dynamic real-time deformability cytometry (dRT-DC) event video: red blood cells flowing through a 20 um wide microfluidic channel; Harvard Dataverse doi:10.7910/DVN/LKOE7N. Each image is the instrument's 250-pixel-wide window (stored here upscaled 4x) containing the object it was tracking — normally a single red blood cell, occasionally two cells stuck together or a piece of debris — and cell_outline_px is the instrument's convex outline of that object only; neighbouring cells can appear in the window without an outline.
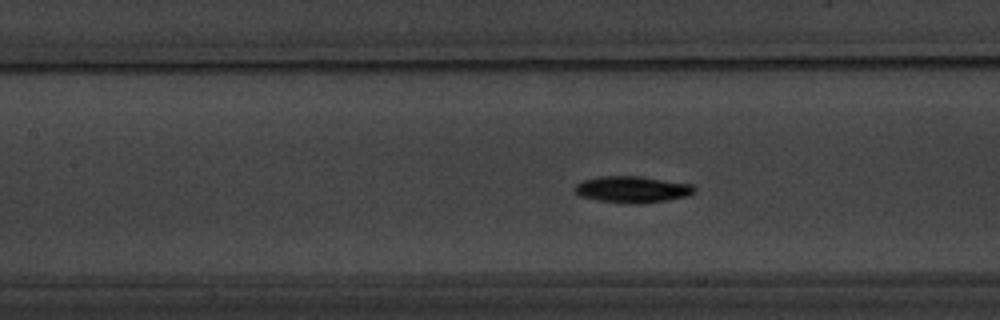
{"species": "common noctule bat (a hibernating species)", "species_latin": "Nyctalus noctula", "temperature_condition": "warm", "stored_images_in_passage": 56, "camera_frame_rate_fps": 3000, "um_per_image_px": 0.085, "animal": {"sex": "male", "body_mass_g": 20.1, "forearm_length_mm": 53.5}, "frame": {"image": 1, "passage_image": 26, "time_ms": 8.333, "image_size_px": [1000, 320], "cell_outline_px": [[696, 192], [688, 196], [668, 200], [640, 204], [628, 204], [600, 200], [580, 196], [572, 188], [576, 184], [584, 180], [596, 176], [640, 176], [692, 184], [696, 188]], "centroid_in_image_um": [53.77, 16.1], "position_along_channel_um": 153.6, "area_um2": 18.67}}
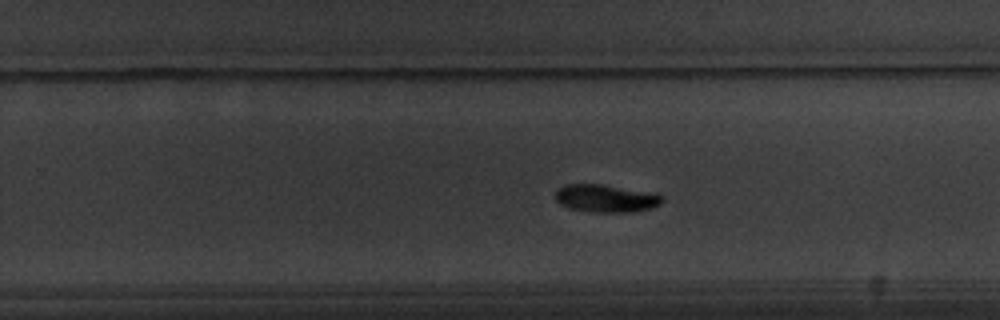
{"frame": {"image": 2, "passage_image": 36, "time_ms": 11.667, "image_size_px": [1000, 320], "cell_outline_px": [[664, 200], [660, 204], [636, 212], [592, 212], [568, 208], [560, 204], [556, 200], [556, 188], [564, 184], [600, 184], [656, 192], [664, 196]], "centroid_in_image_um": [51.52, 16.85], "position_along_channel_um": 278.3, "area_um2": 17.57}}
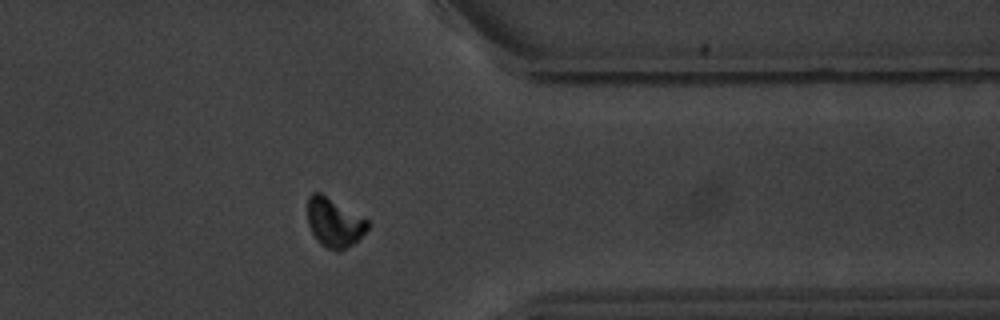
{"frame": {"image": 3, "passage_image": 45, "time_ms": 14.667, "image_size_px": [1000, 320], "cell_outline_px": [[372, 224], [352, 244], [340, 252], [336, 252], [320, 244], [312, 232], [308, 224], [308, 196], [312, 192], [320, 192], [368, 220]], "centroid_in_image_um": [28.4, 18.92], "position_along_channel_um": 383.0, "area_um2": 17.05}, "authors_computed_cell_mechanics": {"area_um2": 16.7909, "velocity_mm_per_s": 3.7517, "shape_relaxation_time_tau1_ms": 2.3874, "shape_relaxation_time_tau2_ms": null, "deformation_change_tau1": 0.1216, "deformation_change_tau2": null}}